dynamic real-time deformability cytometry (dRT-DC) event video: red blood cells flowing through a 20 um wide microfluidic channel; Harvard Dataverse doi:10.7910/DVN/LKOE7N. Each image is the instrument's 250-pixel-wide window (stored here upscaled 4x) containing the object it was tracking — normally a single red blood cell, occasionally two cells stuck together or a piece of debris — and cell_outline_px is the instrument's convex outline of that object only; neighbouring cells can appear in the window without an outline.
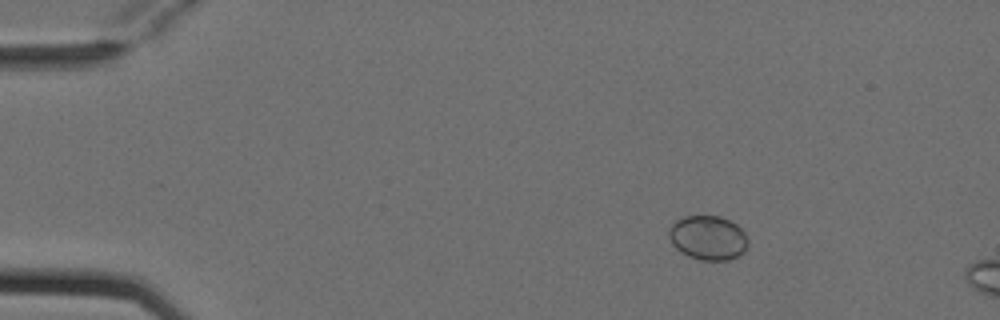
{"species": "Egyptian fruit bat (a non-hibernating species)", "species_latin": "Rousettus aegyptiacus", "temperature_condition": "cold", "stored_images_in_passage": 4, "camera_frame_rate_fps": 3000, "um_per_image_px": 0.085, "animal": {"sex": "female"}, "frame": {"image": 1, "passage_image": 2, "time_ms": 0.333, "image_size_px": [1000, 320], "cell_outline_px": [[748, 244], [744, 252], [740, 256], [728, 260], [700, 260], [688, 256], [680, 252], [672, 244], [668, 236], [668, 228], [676, 220], [684, 216], [720, 216], [736, 224], [748, 236]], "centroid_in_image_um": [60.18, 20.22], "position_along_channel_um": 24.8, "area_um2": 20.69}}